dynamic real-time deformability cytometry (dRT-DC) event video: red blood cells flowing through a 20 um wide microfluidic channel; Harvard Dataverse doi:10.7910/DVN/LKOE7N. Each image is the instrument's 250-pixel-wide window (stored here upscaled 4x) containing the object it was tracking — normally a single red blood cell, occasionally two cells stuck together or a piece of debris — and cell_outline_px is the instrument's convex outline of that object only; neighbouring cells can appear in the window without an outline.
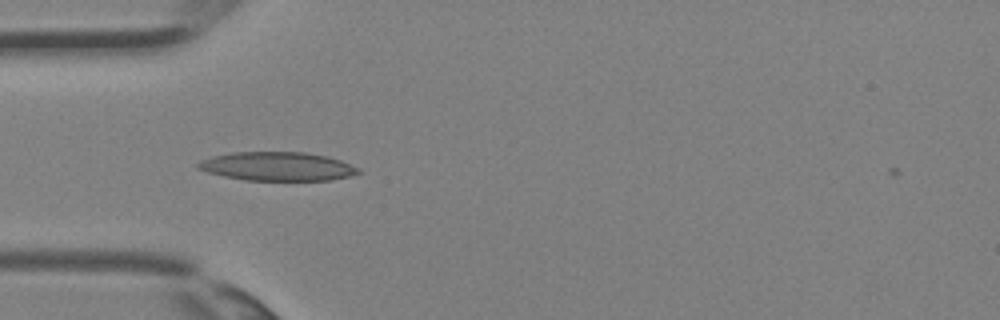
{"species": "Egyptian fruit bat (a non-hibernating species)", "species_latin": "Rousettus aegyptiacus", "temperature_condition": "room temperature", "stored_images_in_passage": 26, "camera_frame_rate_fps": 3000, "um_per_image_px": 0.085, "animal": {"sex": "female"}, "frame": {"image": 1, "passage_image": 2, "time_ms": 0.333, "image_size_px": [1000, 320], "cell_outline_px": [[360, 172], [348, 176], [328, 180], [248, 180], [224, 176], [208, 172], [196, 168], [196, 164], [200, 160], [212, 156], [232, 152], [304, 152], [328, 156], [340, 160], [360, 168]], "centroid_in_image_um": [23.55, 14.13], "position_along_channel_um": 61.4, "area_um2": 26.76}}
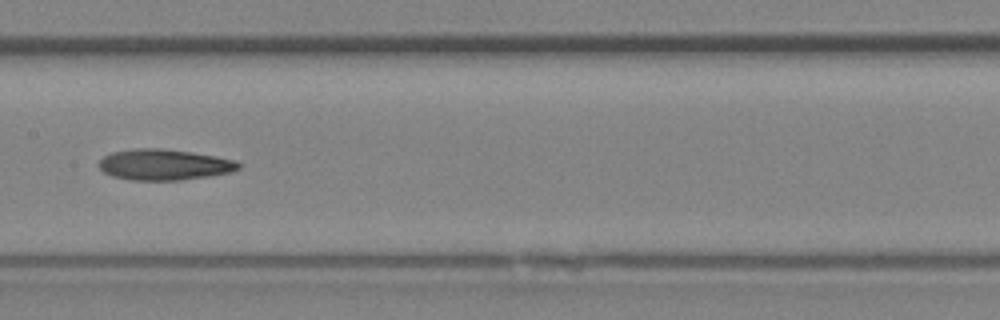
{"frame": {"image": 2, "passage_image": 9, "time_ms": 2.667, "image_size_px": [1000, 320], "cell_outline_px": [[240, 168], [232, 172], [208, 176], [180, 180], [132, 180], [112, 176], [104, 172], [100, 168], [100, 160], [104, 156], [112, 152], [136, 148], [164, 148], [192, 152], [216, 156], [232, 160], [240, 164]], "centroid_in_image_um": [13.95, 13.99], "position_along_channel_um": 193.4, "area_um2": 25.03}}
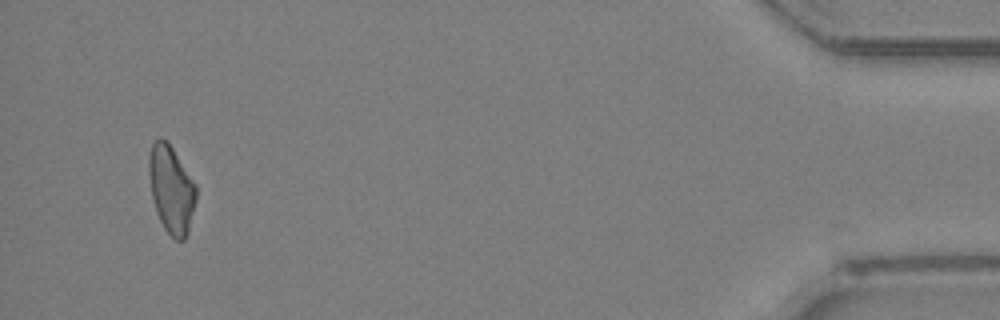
{"frame": {"image": 3, "passage_image": 25, "time_ms": 8.0, "image_size_px": [1000, 320], "cell_outline_px": [[196, 200], [188, 232], [184, 240], [176, 240], [164, 228], [156, 212], [152, 196], [148, 172], [148, 156], [152, 144], [160, 136], [168, 140], [196, 184]], "centroid_in_image_um": [14.55, 16.05], "position_along_channel_um": 420.6, "area_um2": 24.22}}